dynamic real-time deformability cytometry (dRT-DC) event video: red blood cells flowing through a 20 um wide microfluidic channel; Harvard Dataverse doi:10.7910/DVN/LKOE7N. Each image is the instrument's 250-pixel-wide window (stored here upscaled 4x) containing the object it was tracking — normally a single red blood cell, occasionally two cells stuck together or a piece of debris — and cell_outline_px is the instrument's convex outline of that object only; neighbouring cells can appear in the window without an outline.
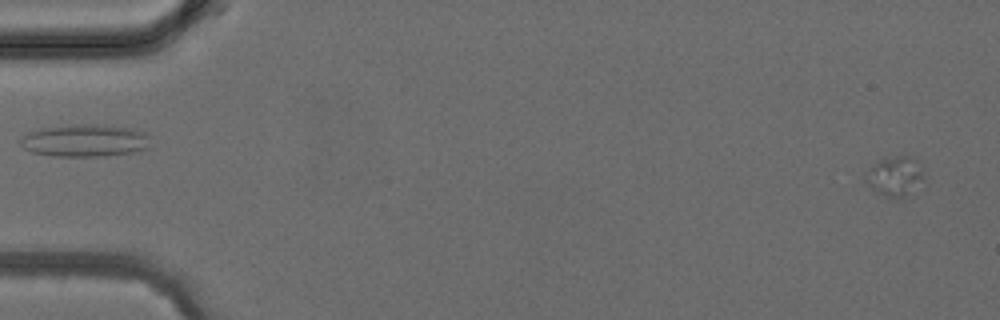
{"species": "common noctule bat (a hibernating species)", "species_latin": "Nyctalus noctula", "temperature_condition": "cold", "stored_images_in_passage": 5, "camera_frame_rate_fps": 3000, "um_per_image_px": 0.085, "animal": {"sex": "female", "body_mass_g": 24.6, "forearm_length_mm": 56.2}, "frame": {"image": 1, "passage_image": 5, "time_ms": 4.667, "image_size_px": [1000, 320], "cell_outline_px": [[924, 180], [904, 196], [896, 200], [884, 196], [876, 192], [864, 180], [864, 172], [884, 156], [912, 156], [924, 172]], "centroid_in_image_um": [76.03, 14.97], "position_along_channel_um": 9.0, "area_um2": 13.64}}